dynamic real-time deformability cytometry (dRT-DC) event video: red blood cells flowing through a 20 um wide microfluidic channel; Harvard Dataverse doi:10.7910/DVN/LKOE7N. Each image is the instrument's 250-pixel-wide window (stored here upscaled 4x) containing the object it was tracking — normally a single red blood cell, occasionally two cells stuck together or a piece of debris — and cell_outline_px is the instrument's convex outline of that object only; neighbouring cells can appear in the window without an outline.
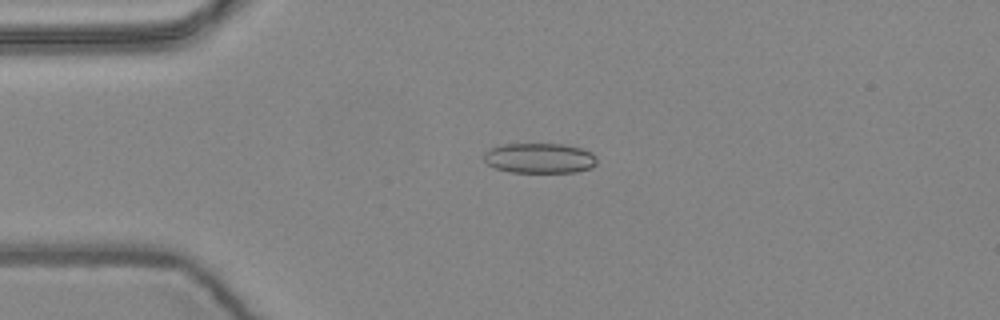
{"species": "common noctule bat (a hibernating species)", "species_latin": "Nyctalus noctula", "temperature_condition": "warm", "stored_images_in_passage": 5, "camera_frame_rate_fps": 3000, "um_per_image_px": 0.085, "animal": {"sex": "female", "body_mass_g": 24.6, "forearm_length_mm": 56.2}, "frame": {"image": 1, "passage_image": 3, "time_ms": 0.667, "image_size_px": [1000, 320], "cell_outline_px": [[596, 164], [592, 168], [576, 172], [512, 172], [496, 168], [488, 164], [484, 160], [484, 152], [492, 148], [504, 144], [564, 144], [580, 148], [592, 152], [596, 156]], "centroid_in_image_um": [45.9, 13.44], "position_along_channel_um": 39.1, "area_um2": 19.83}}
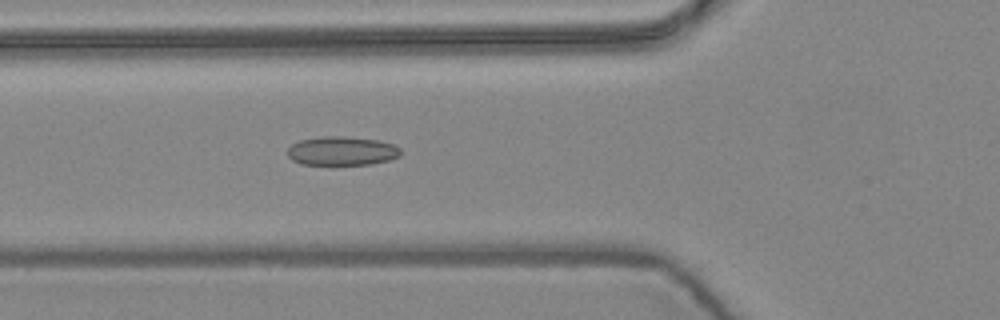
{"frame": {"image": 2, "passage_image": 5, "time_ms": 1.333, "image_size_px": [1000, 320], "cell_outline_px": [[400, 156], [388, 160], [368, 164], [300, 164], [292, 160], [288, 156], [288, 148], [292, 144], [300, 140], [320, 136], [344, 136], [380, 140], [392, 144], [400, 148]], "centroid_in_image_um": [29.04, 12.82], "position_along_channel_um": 96.8, "area_um2": 19.02}}